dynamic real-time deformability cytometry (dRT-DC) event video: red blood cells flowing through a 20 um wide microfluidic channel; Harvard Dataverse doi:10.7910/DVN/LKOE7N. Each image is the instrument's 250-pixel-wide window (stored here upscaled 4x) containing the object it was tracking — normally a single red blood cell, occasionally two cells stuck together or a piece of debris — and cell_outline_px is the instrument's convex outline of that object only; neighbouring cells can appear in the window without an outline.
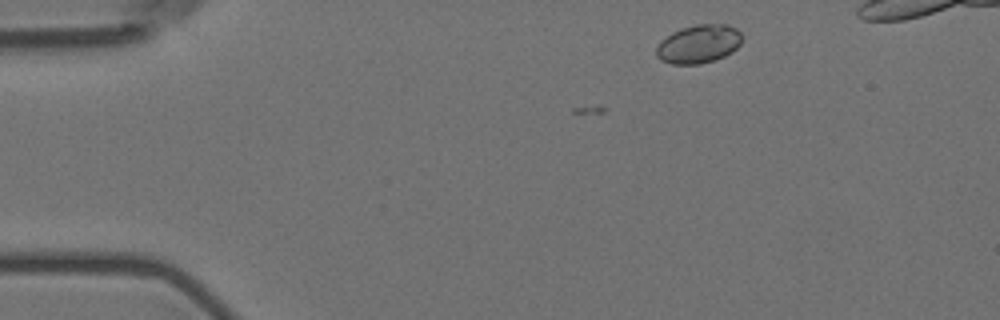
{"species": "Egyptian fruit bat (a non-hibernating species)", "species_latin": "Rousettus aegyptiacus", "temperature_condition": "room temperature", "stored_images_in_passage": 4, "camera_frame_rate_fps": 3000, "um_per_image_px": 0.085, "animal": {"sex": "female"}, "frame": {"image": 1, "passage_image": 4, "time_ms": 1.0, "image_size_px": [1000, 320], "cell_outline_px": [[740, 44], [732, 52], [716, 60], [700, 64], [672, 64], [660, 60], [656, 56], [656, 48], [660, 40], [672, 32], [680, 28], [696, 24], [728, 24], [736, 28], [740, 32]], "centroid_in_image_um": [59.36, 3.74], "position_along_channel_um": 25.6, "area_um2": 19.36}}